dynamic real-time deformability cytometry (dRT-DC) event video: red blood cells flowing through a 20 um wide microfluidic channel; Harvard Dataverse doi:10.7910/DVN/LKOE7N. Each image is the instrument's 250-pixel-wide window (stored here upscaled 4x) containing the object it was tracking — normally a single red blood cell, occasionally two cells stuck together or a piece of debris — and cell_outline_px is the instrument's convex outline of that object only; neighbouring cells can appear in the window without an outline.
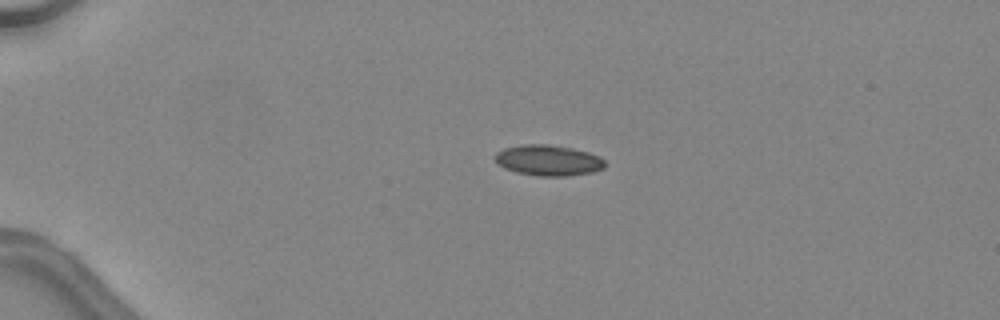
{"species": "common noctule bat (a hibernating species)", "species_latin": "Nyctalus noctula", "temperature_condition": "warm", "stored_images_in_passage": 28, "camera_frame_rate_fps": 3000, "um_per_image_px": 0.085, "animal": {"sex": "female", "body_mass_g": 24.6, "forearm_length_mm": 56.2}, "frame": {"image": 1, "passage_image": 1, "time_ms": 0.0, "image_size_px": [1000, 320], "cell_outline_px": [[604, 168], [592, 172], [568, 176], [536, 176], [516, 172], [504, 168], [496, 164], [496, 152], [504, 148], [524, 144], [548, 144], [572, 148], [588, 152], [600, 156], [604, 160]], "centroid_in_image_um": [46.6, 13.63], "position_along_channel_um": 38.4, "area_um2": 19.77}}
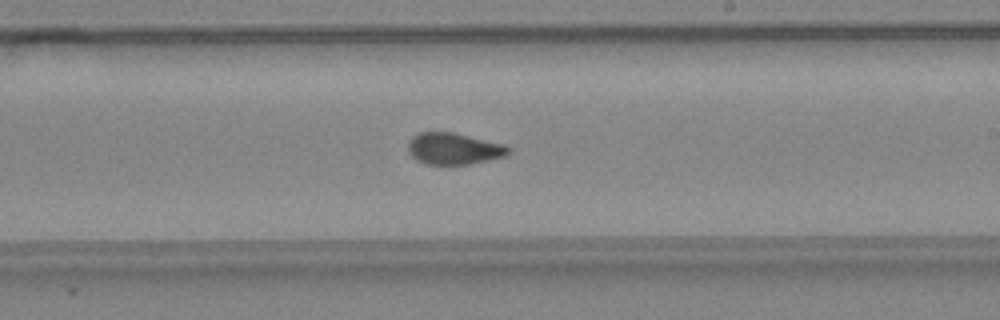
{"frame": {"image": 2, "passage_image": 19, "time_ms": 6.0, "image_size_px": [1000, 320], "cell_outline_px": [[512, 152], [504, 156], [488, 160], [468, 164], [428, 164], [416, 160], [408, 152], [408, 144], [412, 136], [420, 132], [452, 132], [504, 144], [512, 148]], "centroid_in_image_um": [38.58, 12.63], "position_along_channel_um": 250.4, "area_um2": 18.44}}
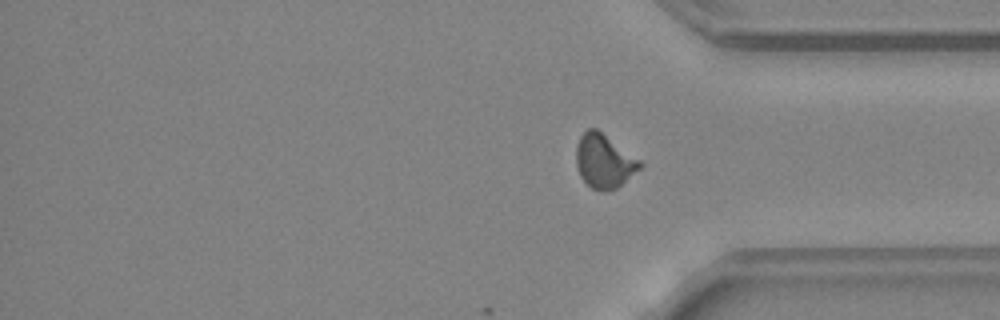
{"frame": {"image": 3, "passage_image": 28, "time_ms": 9.0, "image_size_px": [1000, 320], "cell_outline_px": [[644, 164], [640, 168], [616, 188], [604, 192], [592, 188], [580, 176], [576, 164], [576, 144], [580, 136], [588, 128], [596, 128], [640, 160]], "centroid_in_image_um": [51.32, 13.69], "position_along_channel_um": 383.9, "area_um2": 19.77}, "authors_computed_cell_mechanics": {"area_um2": 19.074, "velocity_mm_per_s": 4.5542, "shape_relaxation_time_tau1_ms": null, "shape_relaxation_time_tau2_ms": 1.284, "deformation_change_tau1": null, "deformation_change_tau2": 0.076}}